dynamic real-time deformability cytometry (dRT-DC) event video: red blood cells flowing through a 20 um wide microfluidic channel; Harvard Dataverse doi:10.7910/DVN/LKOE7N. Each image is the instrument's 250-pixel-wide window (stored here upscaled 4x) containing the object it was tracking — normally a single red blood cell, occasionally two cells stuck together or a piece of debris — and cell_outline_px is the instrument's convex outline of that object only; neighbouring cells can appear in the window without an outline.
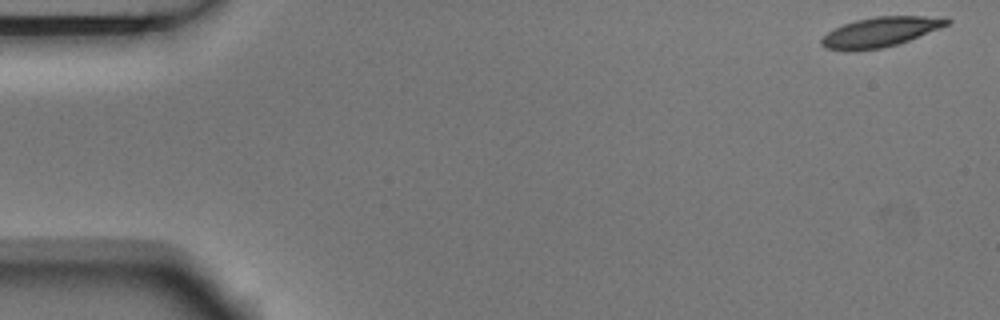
{"species": "Egyptian fruit bat (a non-hibernating species)", "species_latin": "Rousettus aegyptiacus", "temperature_condition": "room temperature", "stored_images_in_passage": 4, "camera_frame_rate_fps": 3000, "um_per_image_px": 0.085, "animal": {"sex": "male"}, "frame": {"image": 1, "passage_image": 1, "time_ms": 0.0, "image_size_px": [1000, 320], "cell_outline_px": [[952, 20], [948, 24], [940, 28], [908, 40], [896, 44], [880, 48], [848, 52], [824, 48], [820, 44], [820, 40], [828, 32], [844, 24], [856, 20], [876, 16], [948, 16]], "centroid_in_image_um": [74.83, 2.72], "position_along_channel_um": 10.2, "area_um2": 21.85}}
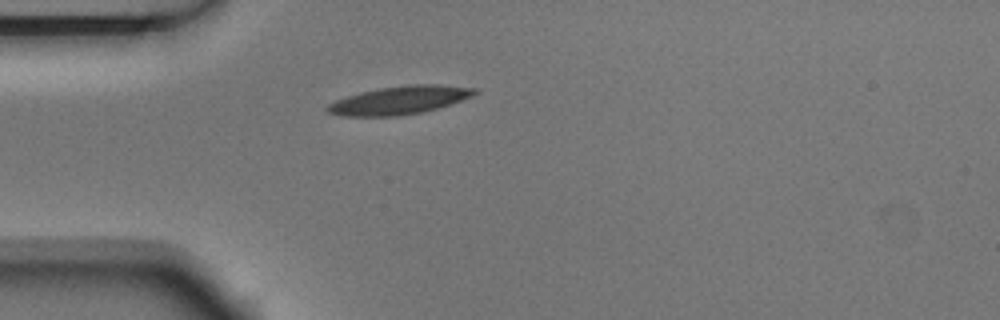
{"frame": {"image": 2, "passage_image": 4, "time_ms": 1.0, "image_size_px": [1000, 320], "cell_outline_px": [[480, 92], [472, 96], [424, 112], [396, 116], [348, 116], [328, 112], [324, 108], [328, 104], [336, 100], [360, 92], [380, 88], [408, 84], [440, 84], [476, 88]], "centroid_in_image_um": [33.97, 8.5], "position_along_channel_um": 51.0, "area_um2": 24.04}}